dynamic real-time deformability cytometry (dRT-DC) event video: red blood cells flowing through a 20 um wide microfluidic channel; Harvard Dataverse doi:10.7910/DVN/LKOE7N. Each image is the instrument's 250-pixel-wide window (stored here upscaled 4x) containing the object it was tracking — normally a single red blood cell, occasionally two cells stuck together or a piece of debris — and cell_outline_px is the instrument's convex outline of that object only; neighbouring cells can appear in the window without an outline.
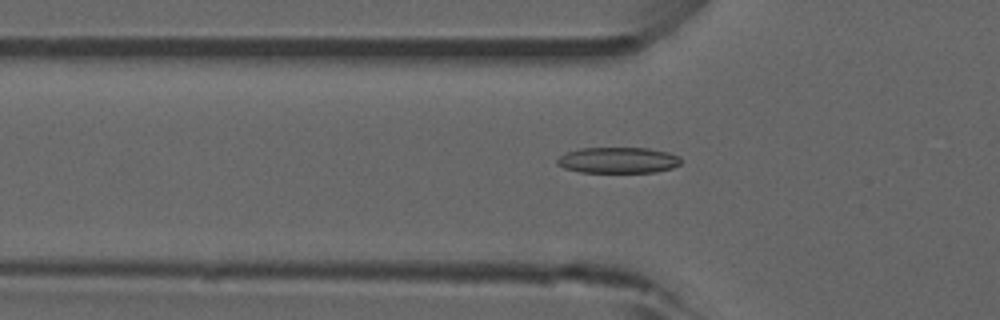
{"species": "common noctule bat (a hibernating species)", "species_latin": "Nyctalus noctula", "temperature_condition": "room temperature", "stored_images_in_passage": 50, "camera_frame_rate_fps": 3000, "um_per_image_px": 0.085, "animal": {"sex": "male", "forearm_length_mm": 52.5}, "frame": {"image": 1, "passage_image": 15, "time_ms": 4.667, "image_size_px": [1000, 320], "cell_outline_px": [[680, 164], [672, 168], [656, 172], [580, 172], [564, 168], [556, 164], [556, 160], [564, 152], [580, 148], [648, 148], [668, 152], [680, 156]], "centroid_in_image_um": [52.51, 13.61], "position_along_channel_um": 73.3, "area_um2": 18.84}, "authors_computed_cell_mechanics": {"area_um2": 17.918, "velocity_mm_per_s": 3.8832, "shape_relaxation_time_tau1_ms": 8.3511, "shape_relaxation_time_tau2_ms": 6.3892, "deformation_change_tau1": 0.1785, "deformation_change_tau2": 0.1307}}